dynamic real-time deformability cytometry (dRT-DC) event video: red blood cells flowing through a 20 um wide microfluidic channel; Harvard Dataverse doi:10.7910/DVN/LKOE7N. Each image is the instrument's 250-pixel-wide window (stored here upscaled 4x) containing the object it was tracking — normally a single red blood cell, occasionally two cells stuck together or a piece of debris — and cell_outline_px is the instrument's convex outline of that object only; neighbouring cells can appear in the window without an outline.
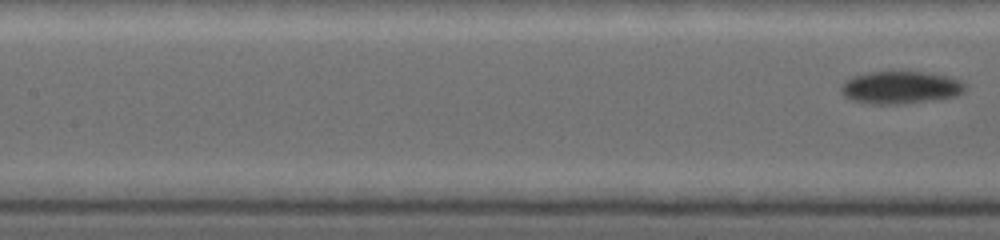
{"species": "common noctule bat (a hibernating species)", "species_latin": "Nyctalus noctula", "temperature_condition": "warm", "stored_images_in_passage": 8, "camera_frame_rate_fps": 5000, "um_per_image_px": 0.085, "animal": {"sex": "female", "body_mass_g": 19.0, "forearm_length_mm": 53.3}, "frame": {"image": 1, "passage_image": 8, "time_ms": 5.8, "image_size_px": [1000, 240], "cell_outline_px": [[968, 88], [964, 92], [956, 96], [940, 100], [904, 104], [872, 104], [852, 100], [844, 96], [840, 92], [840, 84], [844, 80], [868, 72], [932, 72], [948, 76], [960, 80]], "centroid_in_image_um": [76.58, 7.45], "position_along_channel_um": 130.8, "area_um2": 24.04}}